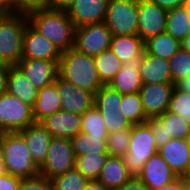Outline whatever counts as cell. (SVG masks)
<instances>
[{"instance_id":"obj_1","label":"cell","mask_w":190,"mask_h":190,"mask_svg":"<svg viewBox=\"0 0 190 190\" xmlns=\"http://www.w3.org/2000/svg\"><path fill=\"white\" fill-rule=\"evenodd\" d=\"M28 23L61 51L73 48L76 26L66 11L42 8L27 14Z\"/></svg>"},{"instance_id":"obj_2","label":"cell","mask_w":190,"mask_h":190,"mask_svg":"<svg viewBox=\"0 0 190 190\" xmlns=\"http://www.w3.org/2000/svg\"><path fill=\"white\" fill-rule=\"evenodd\" d=\"M58 75L78 88L93 94L103 85L98 77L93 57L74 48L61 53Z\"/></svg>"},{"instance_id":"obj_3","label":"cell","mask_w":190,"mask_h":190,"mask_svg":"<svg viewBox=\"0 0 190 190\" xmlns=\"http://www.w3.org/2000/svg\"><path fill=\"white\" fill-rule=\"evenodd\" d=\"M0 149L6 173L20 179L39 174V168L18 132L0 133Z\"/></svg>"},{"instance_id":"obj_4","label":"cell","mask_w":190,"mask_h":190,"mask_svg":"<svg viewBox=\"0 0 190 190\" xmlns=\"http://www.w3.org/2000/svg\"><path fill=\"white\" fill-rule=\"evenodd\" d=\"M28 24L26 14L7 13L0 20V61L15 66L22 59V46Z\"/></svg>"},{"instance_id":"obj_5","label":"cell","mask_w":190,"mask_h":190,"mask_svg":"<svg viewBox=\"0 0 190 190\" xmlns=\"http://www.w3.org/2000/svg\"><path fill=\"white\" fill-rule=\"evenodd\" d=\"M158 153L150 125L145 122L132 125L129 147L122 159L132 177H137L145 162Z\"/></svg>"},{"instance_id":"obj_6","label":"cell","mask_w":190,"mask_h":190,"mask_svg":"<svg viewBox=\"0 0 190 190\" xmlns=\"http://www.w3.org/2000/svg\"><path fill=\"white\" fill-rule=\"evenodd\" d=\"M121 99L122 94L110 85H102L94 94V105L102 115L108 134L132 127L121 111Z\"/></svg>"},{"instance_id":"obj_7","label":"cell","mask_w":190,"mask_h":190,"mask_svg":"<svg viewBox=\"0 0 190 190\" xmlns=\"http://www.w3.org/2000/svg\"><path fill=\"white\" fill-rule=\"evenodd\" d=\"M104 23L112 36L137 35V0H109Z\"/></svg>"},{"instance_id":"obj_8","label":"cell","mask_w":190,"mask_h":190,"mask_svg":"<svg viewBox=\"0 0 190 190\" xmlns=\"http://www.w3.org/2000/svg\"><path fill=\"white\" fill-rule=\"evenodd\" d=\"M34 122L31 106L7 92L0 95V133L18 132Z\"/></svg>"},{"instance_id":"obj_9","label":"cell","mask_w":190,"mask_h":190,"mask_svg":"<svg viewBox=\"0 0 190 190\" xmlns=\"http://www.w3.org/2000/svg\"><path fill=\"white\" fill-rule=\"evenodd\" d=\"M75 168V154L70 138L52 137L43 164L39 167V174L52 179Z\"/></svg>"},{"instance_id":"obj_10","label":"cell","mask_w":190,"mask_h":190,"mask_svg":"<svg viewBox=\"0 0 190 190\" xmlns=\"http://www.w3.org/2000/svg\"><path fill=\"white\" fill-rule=\"evenodd\" d=\"M112 34L104 22L76 27L73 48L83 54L95 57L110 49Z\"/></svg>"},{"instance_id":"obj_11","label":"cell","mask_w":190,"mask_h":190,"mask_svg":"<svg viewBox=\"0 0 190 190\" xmlns=\"http://www.w3.org/2000/svg\"><path fill=\"white\" fill-rule=\"evenodd\" d=\"M146 122L150 125L157 148L165 145L170 139H186L190 133V124L168 110L157 118L147 119Z\"/></svg>"},{"instance_id":"obj_12","label":"cell","mask_w":190,"mask_h":190,"mask_svg":"<svg viewBox=\"0 0 190 190\" xmlns=\"http://www.w3.org/2000/svg\"><path fill=\"white\" fill-rule=\"evenodd\" d=\"M138 36L145 42L155 35L164 33L167 11L147 0H137Z\"/></svg>"},{"instance_id":"obj_13","label":"cell","mask_w":190,"mask_h":190,"mask_svg":"<svg viewBox=\"0 0 190 190\" xmlns=\"http://www.w3.org/2000/svg\"><path fill=\"white\" fill-rule=\"evenodd\" d=\"M174 83L143 84L139 90L147 119L157 118L168 110Z\"/></svg>"},{"instance_id":"obj_14","label":"cell","mask_w":190,"mask_h":190,"mask_svg":"<svg viewBox=\"0 0 190 190\" xmlns=\"http://www.w3.org/2000/svg\"><path fill=\"white\" fill-rule=\"evenodd\" d=\"M61 110L83 115L94 105V94L76 87L57 75L55 79Z\"/></svg>"},{"instance_id":"obj_15","label":"cell","mask_w":190,"mask_h":190,"mask_svg":"<svg viewBox=\"0 0 190 190\" xmlns=\"http://www.w3.org/2000/svg\"><path fill=\"white\" fill-rule=\"evenodd\" d=\"M59 60L21 59L15 66L40 90L55 82Z\"/></svg>"},{"instance_id":"obj_16","label":"cell","mask_w":190,"mask_h":190,"mask_svg":"<svg viewBox=\"0 0 190 190\" xmlns=\"http://www.w3.org/2000/svg\"><path fill=\"white\" fill-rule=\"evenodd\" d=\"M61 51L29 23L26 26L22 46V59L59 60Z\"/></svg>"},{"instance_id":"obj_17","label":"cell","mask_w":190,"mask_h":190,"mask_svg":"<svg viewBox=\"0 0 190 190\" xmlns=\"http://www.w3.org/2000/svg\"><path fill=\"white\" fill-rule=\"evenodd\" d=\"M109 0H75L66 11L76 27L104 22Z\"/></svg>"},{"instance_id":"obj_18","label":"cell","mask_w":190,"mask_h":190,"mask_svg":"<svg viewBox=\"0 0 190 190\" xmlns=\"http://www.w3.org/2000/svg\"><path fill=\"white\" fill-rule=\"evenodd\" d=\"M137 177L144 182L150 190L171 184L178 179L177 174L158 153L151 156L147 162H145Z\"/></svg>"},{"instance_id":"obj_19","label":"cell","mask_w":190,"mask_h":190,"mask_svg":"<svg viewBox=\"0 0 190 190\" xmlns=\"http://www.w3.org/2000/svg\"><path fill=\"white\" fill-rule=\"evenodd\" d=\"M40 124L52 137L71 139L81 132L82 115L59 110Z\"/></svg>"},{"instance_id":"obj_20","label":"cell","mask_w":190,"mask_h":190,"mask_svg":"<svg viewBox=\"0 0 190 190\" xmlns=\"http://www.w3.org/2000/svg\"><path fill=\"white\" fill-rule=\"evenodd\" d=\"M143 56L144 52L140 56L124 62L108 85L122 95L139 92L143 85L139 73Z\"/></svg>"},{"instance_id":"obj_21","label":"cell","mask_w":190,"mask_h":190,"mask_svg":"<svg viewBox=\"0 0 190 190\" xmlns=\"http://www.w3.org/2000/svg\"><path fill=\"white\" fill-rule=\"evenodd\" d=\"M18 133L22 136L32 160L39 168L45 161L52 136L40 123L36 122Z\"/></svg>"},{"instance_id":"obj_22","label":"cell","mask_w":190,"mask_h":190,"mask_svg":"<svg viewBox=\"0 0 190 190\" xmlns=\"http://www.w3.org/2000/svg\"><path fill=\"white\" fill-rule=\"evenodd\" d=\"M158 154L178 177L185 173L190 160V148L186 139H170L169 142L158 148Z\"/></svg>"},{"instance_id":"obj_23","label":"cell","mask_w":190,"mask_h":190,"mask_svg":"<svg viewBox=\"0 0 190 190\" xmlns=\"http://www.w3.org/2000/svg\"><path fill=\"white\" fill-rule=\"evenodd\" d=\"M139 73L142 84L172 83L169 60L152 56L145 51Z\"/></svg>"},{"instance_id":"obj_24","label":"cell","mask_w":190,"mask_h":190,"mask_svg":"<svg viewBox=\"0 0 190 190\" xmlns=\"http://www.w3.org/2000/svg\"><path fill=\"white\" fill-rule=\"evenodd\" d=\"M131 178L122 157L108 155L97 180L108 190H116Z\"/></svg>"},{"instance_id":"obj_25","label":"cell","mask_w":190,"mask_h":190,"mask_svg":"<svg viewBox=\"0 0 190 190\" xmlns=\"http://www.w3.org/2000/svg\"><path fill=\"white\" fill-rule=\"evenodd\" d=\"M6 92L18 97L23 103L32 108L35 105L38 94V90L16 66H11L9 69Z\"/></svg>"},{"instance_id":"obj_26","label":"cell","mask_w":190,"mask_h":190,"mask_svg":"<svg viewBox=\"0 0 190 190\" xmlns=\"http://www.w3.org/2000/svg\"><path fill=\"white\" fill-rule=\"evenodd\" d=\"M61 110L57 85L54 82L38 90L37 100L33 107V117L36 123Z\"/></svg>"},{"instance_id":"obj_27","label":"cell","mask_w":190,"mask_h":190,"mask_svg":"<svg viewBox=\"0 0 190 190\" xmlns=\"http://www.w3.org/2000/svg\"><path fill=\"white\" fill-rule=\"evenodd\" d=\"M110 49L122 64L140 56L145 51L144 41L138 35L112 36Z\"/></svg>"},{"instance_id":"obj_28","label":"cell","mask_w":190,"mask_h":190,"mask_svg":"<svg viewBox=\"0 0 190 190\" xmlns=\"http://www.w3.org/2000/svg\"><path fill=\"white\" fill-rule=\"evenodd\" d=\"M181 48V41L164 32L144 42L145 52L169 60Z\"/></svg>"},{"instance_id":"obj_29","label":"cell","mask_w":190,"mask_h":190,"mask_svg":"<svg viewBox=\"0 0 190 190\" xmlns=\"http://www.w3.org/2000/svg\"><path fill=\"white\" fill-rule=\"evenodd\" d=\"M75 156L91 154H109L107 138L101 136H90L80 132L71 138Z\"/></svg>"},{"instance_id":"obj_30","label":"cell","mask_w":190,"mask_h":190,"mask_svg":"<svg viewBox=\"0 0 190 190\" xmlns=\"http://www.w3.org/2000/svg\"><path fill=\"white\" fill-rule=\"evenodd\" d=\"M98 77L103 85H108L121 69L122 62L111 51L107 49L93 57Z\"/></svg>"},{"instance_id":"obj_31","label":"cell","mask_w":190,"mask_h":190,"mask_svg":"<svg viewBox=\"0 0 190 190\" xmlns=\"http://www.w3.org/2000/svg\"><path fill=\"white\" fill-rule=\"evenodd\" d=\"M165 32L179 41L190 32V18L184 6L167 11Z\"/></svg>"},{"instance_id":"obj_32","label":"cell","mask_w":190,"mask_h":190,"mask_svg":"<svg viewBox=\"0 0 190 190\" xmlns=\"http://www.w3.org/2000/svg\"><path fill=\"white\" fill-rule=\"evenodd\" d=\"M109 154L75 156V168L89 181L97 180Z\"/></svg>"},{"instance_id":"obj_33","label":"cell","mask_w":190,"mask_h":190,"mask_svg":"<svg viewBox=\"0 0 190 190\" xmlns=\"http://www.w3.org/2000/svg\"><path fill=\"white\" fill-rule=\"evenodd\" d=\"M120 104L123 115L131 125L142 124L147 121L138 92L122 95Z\"/></svg>"},{"instance_id":"obj_34","label":"cell","mask_w":190,"mask_h":190,"mask_svg":"<svg viewBox=\"0 0 190 190\" xmlns=\"http://www.w3.org/2000/svg\"><path fill=\"white\" fill-rule=\"evenodd\" d=\"M81 132L90 136H101V138L108 137L102 115L95 105L82 115Z\"/></svg>"},{"instance_id":"obj_35","label":"cell","mask_w":190,"mask_h":190,"mask_svg":"<svg viewBox=\"0 0 190 190\" xmlns=\"http://www.w3.org/2000/svg\"><path fill=\"white\" fill-rule=\"evenodd\" d=\"M88 181L76 168L51 179L53 190H84Z\"/></svg>"},{"instance_id":"obj_36","label":"cell","mask_w":190,"mask_h":190,"mask_svg":"<svg viewBox=\"0 0 190 190\" xmlns=\"http://www.w3.org/2000/svg\"><path fill=\"white\" fill-rule=\"evenodd\" d=\"M169 66L172 76V83L190 76V54L180 48L170 59Z\"/></svg>"},{"instance_id":"obj_37","label":"cell","mask_w":190,"mask_h":190,"mask_svg":"<svg viewBox=\"0 0 190 190\" xmlns=\"http://www.w3.org/2000/svg\"><path fill=\"white\" fill-rule=\"evenodd\" d=\"M168 111L177 114L190 124V93L180 90L175 85L169 102Z\"/></svg>"},{"instance_id":"obj_38","label":"cell","mask_w":190,"mask_h":190,"mask_svg":"<svg viewBox=\"0 0 190 190\" xmlns=\"http://www.w3.org/2000/svg\"><path fill=\"white\" fill-rule=\"evenodd\" d=\"M131 129L120 130L108 134L107 148L111 156H124L129 147Z\"/></svg>"},{"instance_id":"obj_39","label":"cell","mask_w":190,"mask_h":190,"mask_svg":"<svg viewBox=\"0 0 190 190\" xmlns=\"http://www.w3.org/2000/svg\"><path fill=\"white\" fill-rule=\"evenodd\" d=\"M48 0H13L12 13L29 14L42 8H47Z\"/></svg>"},{"instance_id":"obj_40","label":"cell","mask_w":190,"mask_h":190,"mask_svg":"<svg viewBox=\"0 0 190 190\" xmlns=\"http://www.w3.org/2000/svg\"><path fill=\"white\" fill-rule=\"evenodd\" d=\"M20 190H53L51 179L37 174L21 179Z\"/></svg>"},{"instance_id":"obj_41","label":"cell","mask_w":190,"mask_h":190,"mask_svg":"<svg viewBox=\"0 0 190 190\" xmlns=\"http://www.w3.org/2000/svg\"><path fill=\"white\" fill-rule=\"evenodd\" d=\"M21 179L9 173L0 176V190H20Z\"/></svg>"},{"instance_id":"obj_42","label":"cell","mask_w":190,"mask_h":190,"mask_svg":"<svg viewBox=\"0 0 190 190\" xmlns=\"http://www.w3.org/2000/svg\"><path fill=\"white\" fill-rule=\"evenodd\" d=\"M116 190H150L138 177H132Z\"/></svg>"},{"instance_id":"obj_43","label":"cell","mask_w":190,"mask_h":190,"mask_svg":"<svg viewBox=\"0 0 190 190\" xmlns=\"http://www.w3.org/2000/svg\"><path fill=\"white\" fill-rule=\"evenodd\" d=\"M161 7L162 9L169 11L174 8L182 7L185 5L186 0H147Z\"/></svg>"},{"instance_id":"obj_44","label":"cell","mask_w":190,"mask_h":190,"mask_svg":"<svg viewBox=\"0 0 190 190\" xmlns=\"http://www.w3.org/2000/svg\"><path fill=\"white\" fill-rule=\"evenodd\" d=\"M75 0H48L47 8L52 10L67 11Z\"/></svg>"},{"instance_id":"obj_45","label":"cell","mask_w":190,"mask_h":190,"mask_svg":"<svg viewBox=\"0 0 190 190\" xmlns=\"http://www.w3.org/2000/svg\"><path fill=\"white\" fill-rule=\"evenodd\" d=\"M11 65L2 64L0 66V95L6 93L7 90V77Z\"/></svg>"},{"instance_id":"obj_46","label":"cell","mask_w":190,"mask_h":190,"mask_svg":"<svg viewBox=\"0 0 190 190\" xmlns=\"http://www.w3.org/2000/svg\"><path fill=\"white\" fill-rule=\"evenodd\" d=\"M84 190H108L100 181L91 180L87 182Z\"/></svg>"},{"instance_id":"obj_47","label":"cell","mask_w":190,"mask_h":190,"mask_svg":"<svg viewBox=\"0 0 190 190\" xmlns=\"http://www.w3.org/2000/svg\"><path fill=\"white\" fill-rule=\"evenodd\" d=\"M155 190H183V189H182L180 179L178 178L175 181H173L171 184L164 185Z\"/></svg>"},{"instance_id":"obj_48","label":"cell","mask_w":190,"mask_h":190,"mask_svg":"<svg viewBox=\"0 0 190 190\" xmlns=\"http://www.w3.org/2000/svg\"><path fill=\"white\" fill-rule=\"evenodd\" d=\"M180 90L190 93V76L180 80L175 84Z\"/></svg>"},{"instance_id":"obj_49","label":"cell","mask_w":190,"mask_h":190,"mask_svg":"<svg viewBox=\"0 0 190 190\" xmlns=\"http://www.w3.org/2000/svg\"><path fill=\"white\" fill-rule=\"evenodd\" d=\"M181 48L190 54V32L181 41Z\"/></svg>"},{"instance_id":"obj_50","label":"cell","mask_w":190,"mask_h":190,"mask_svg":"<svg viewBox=\"0 0 190 190\" xmlns=\"http://www.w3.org/2000/svg\"><path fill=\"white\" fill-rule=\"evenodd\" d=\"M178 178L180 179L182 189L190 190V178L184 176H179Z\"/></svg>"},{"instance_id":"obj_51","label":"cell","mask_w":190,"mask_h":190,"mask_svg":"<svg viewBox=\"0 0 190 190\" xmlns=\"http://www.w3.org/2000/svg\"><path fill=\"white\" fill-rule=\"evenodd\" d=\"M12 1L13 0H0V4L8 10V13H12Z\"/></svg>"},{"instance_id":"obj_52","label":"cell","mask_w":190,"mask_h":190,"mask_svg":"<svg viewBox=\"0 0 190 190\" xmlns=\"http://www.w3.org/2000/svg\"><path fill=\"white\" fill-rule=\"evenodd\" d=\"M6 173L5 166H4V159L2 157V152L0 149V176L4 175Z\"/></svg>"},{"instance_id":"obj_53","label":"cell","mask_w":190,"mask_h":190,"mask_svg":"<svg viewBox=\"0 0 190 190\" xmlns=\"http://www.w3.org/2000/svg\"><path fill=\"white\" fill-rule=\"evenodd\" d=\"M8 13V10L0 4V20Z\"/></svg>"},{"instance_id":"obj_54","label":"cell","mask_w":190,"mask_h":190,"mask_svg":"<svg viewBox=\"0 0 190 190\" xmlns=\"http://www.w3.org/2000/svg\"><path fill=\"white\" fill-rule=\"evenodd\" d=\"M182 176L190 178V160L188 162L187 169H186L185 173Z\"/></svg>"},{"instance_id":"obj_55","label":"cell","mask_w":190,"mask_h":190,"mask_svg":"<svg viewBox=\"0 0 190 190\" xmlns=\"http://www.w3.org/2000/svg\"><path fill=\"white\" fill-rule=\"evenodd\" d=\"M184 7L186 8V11L190 18V0H186Z\"/></svg>"},{"instance_id":"obj_56","label":"cell","mask_w":190,"mask_h":190,"mask_svg":"<svg viewBox=\"0 0 190 190\" xmlns=\"http://www.w3.org/2000/svg\"><path fill=\"white\" fill-rule=\"evenodd\" d=\"M186 142H187L188 147L190 148V133L186 137Z\"/></svg>"}]
</instances>
